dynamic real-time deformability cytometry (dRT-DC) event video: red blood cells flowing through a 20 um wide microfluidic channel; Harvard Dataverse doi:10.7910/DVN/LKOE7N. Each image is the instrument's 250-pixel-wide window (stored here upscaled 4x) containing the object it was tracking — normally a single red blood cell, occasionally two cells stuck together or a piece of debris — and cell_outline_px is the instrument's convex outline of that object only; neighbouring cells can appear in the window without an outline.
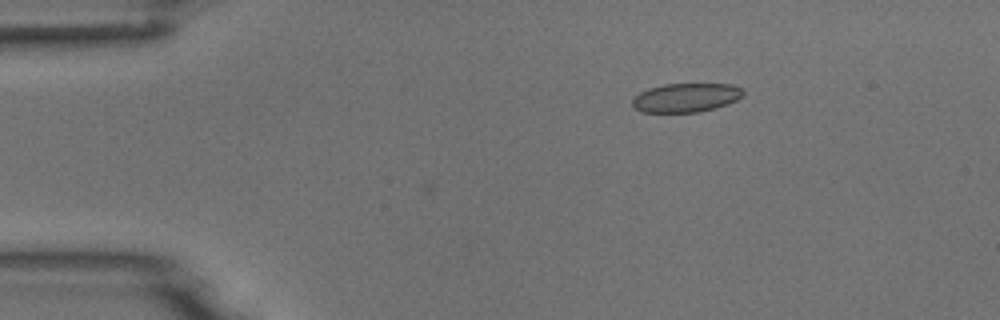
{"species": "common noctule bat (a hibernating species)", "species_latin": "Nyctalus noctula", "temperature_condition": "room temperature", "stored_images_in_passage": 3, "camera_frame_rate_fps": 3000, "um_per_image_px": 0.085, "animal": {"sex": "male", "body_mass_g": 18.8}, "frame": {"image": 1, "passage_image": 1, "time_ms": 0.0, "image_size_px": [1000, 320], "cell_outline_px": [[744, 96], [728, 104], [716, 108], [700, 112], [640, 112], [632, 108], [632, 100], [640, 92], [648, 88], [664, 84], [732, 84], [744, 88]], "centroid_in_image_um": [58.33, 8.3], "position_along_channel_um": 26.7, "area_um2": 18.96}}
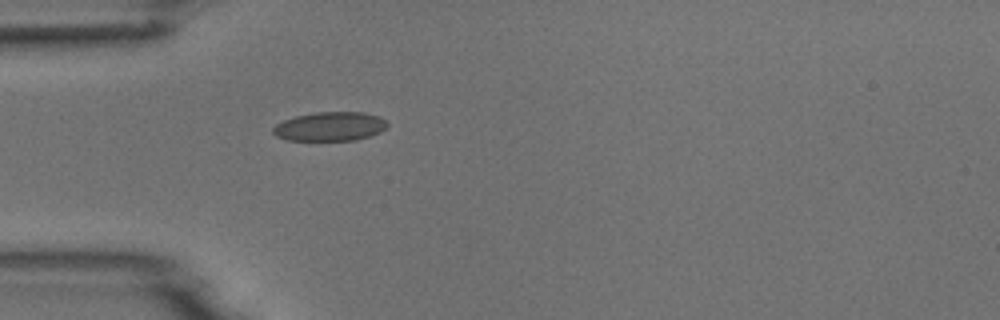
{"frame": {"image": 2, "passage_image": 3, "time_ms": 2.333, "image_size_px": [1000, 320], "cell_outline_px": [[388, 128], [380, 132], [356, 140], [288, 140], [276, 136], [272, 132], [272, 128], [276, 124], [284, 120], [296, 116], [316, 112], [364, 112], [380, 116], [388, 124]], "centroid_in_image_um": [28.06, 10.74], "position_along_channel_um": 56.9, "area_um2": 19.36}}